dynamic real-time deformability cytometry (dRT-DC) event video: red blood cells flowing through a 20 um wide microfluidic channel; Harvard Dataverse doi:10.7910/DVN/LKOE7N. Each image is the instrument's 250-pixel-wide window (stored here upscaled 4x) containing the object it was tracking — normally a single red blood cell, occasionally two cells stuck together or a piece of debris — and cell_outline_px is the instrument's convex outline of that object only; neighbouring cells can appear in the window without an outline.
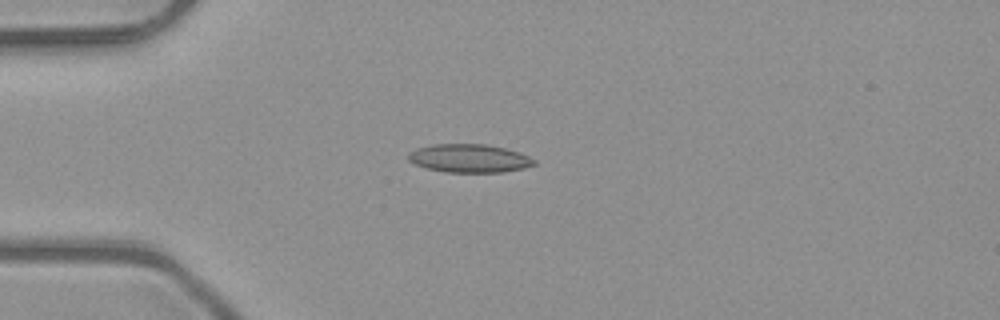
{"species": "common noctule bat (a hibernating species)", "species_latin": "Nyctalus noctula", "temperature_condition": "room temperature", "stored_images_in_passage": 5, "camera_frame_rate_fps": 3000, "um_per_image_px": 0.085, "animal": {"sex": "male", "body_mass_g": 23.1, "forearm_length_mm": 52.7}, "frame": {"image": 1, "passage_image": 3, "time_ms": 0.667, "image_size_px": [1000, 320], "cell_outline_px": [[536, 164], [524, 168], [504, 172], [444, 172], [428, 168], [416, 164], [408, 160], [408, 152], [416, 148], [432, 144], [484, 144], [504, 148], [528, 156], [536, 160]], "centroid_in_image_um": [39.87, 13.46], "position_along_channel_um": 45.1, "area_um2": 20.69}}
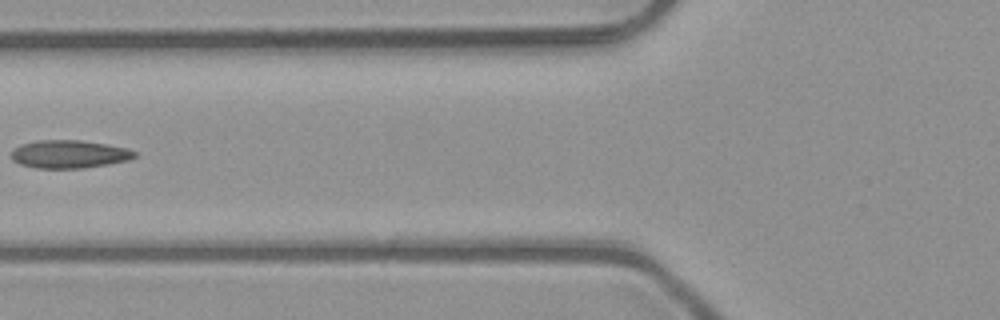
{"frame": {"image": 2, "passage_image": 5, "time_ms": 1.333, "image_size_px": [1000, 320], "cell_outline_px": [[136, 156], [128, 160], [108, 164], [84, 168], [36, 168], [20, 164], [12, 160], [12, 148], [20, 144], [36, 140], [80, 140], [108, 144], [128, 148], [136, 152]], "centroid_in_image_um": [5.86, 13.09], "position_along_channel_um": 119.9, "area_um2": 20.29}}